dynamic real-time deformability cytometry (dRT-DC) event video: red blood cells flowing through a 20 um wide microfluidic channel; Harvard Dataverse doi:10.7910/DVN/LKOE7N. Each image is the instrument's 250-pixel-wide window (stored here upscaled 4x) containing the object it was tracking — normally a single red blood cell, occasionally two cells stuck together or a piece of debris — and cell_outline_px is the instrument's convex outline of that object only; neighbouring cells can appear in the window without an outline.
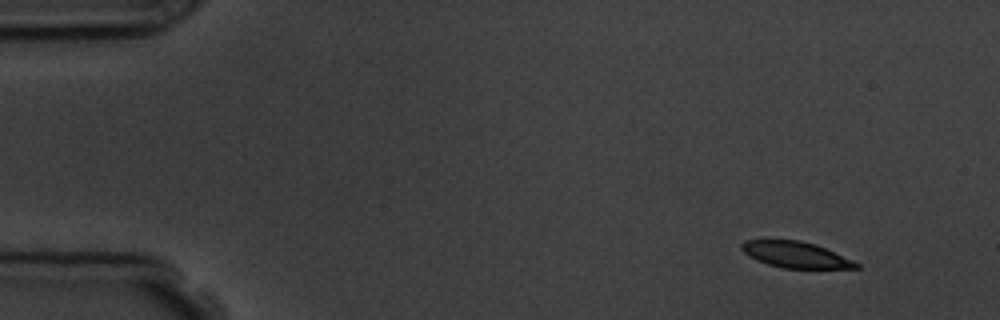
{"species": "common noctule bat (a hibernating species)", "species_latin": "Nyctalus noctula", "temperature_condition": "room temperature", "stored_images_in_passage": 4, "camera_frame_rate_fps": 3000, "um_per_image_px": 0.085, "animal": {"sex": "male", "body_mass_g": 19.5, "forearm_length_mm": 54.6}, "frame": {"image": 1, "passage_image": 1, "time_ms": 0.0, "image_size_px": [1000, 320], "cell_outline_px": [[860, 268], [784, 268], [768, 264], [756, 260], [744, 252], [740, 248], [740, 244], [744, 240], [764, 236], [800, 240], [816, 244], [852, 260], [860, 264]], "centroid_in_image_um": [67.51, 21.58], "position_along_channel_um": 17.5, "area_um2": 18.09}}
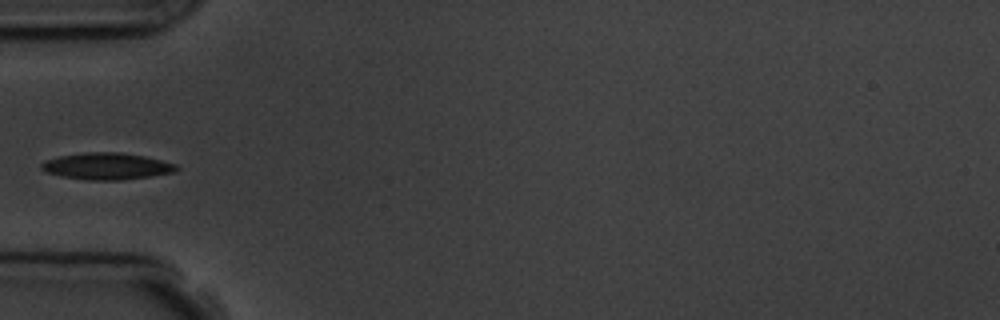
{"frame": {"image": 2, "passage_image": 4, "time_ms": 4.333, "image_size_px": [1000, 320], "cell_outline_px": [[180, 168], [176, 172], [120, 180], [88, 180], [60, 176], [48, 172], [40, 168], [40, 164], [44, 160], [60, 156], [84, 152], [120, 152], [144, 156], [176, 164]], "centroid_in_image_um": [9.06, 14.12], "position_along_channel_um": 75.9, "area_um2": 20.98}}